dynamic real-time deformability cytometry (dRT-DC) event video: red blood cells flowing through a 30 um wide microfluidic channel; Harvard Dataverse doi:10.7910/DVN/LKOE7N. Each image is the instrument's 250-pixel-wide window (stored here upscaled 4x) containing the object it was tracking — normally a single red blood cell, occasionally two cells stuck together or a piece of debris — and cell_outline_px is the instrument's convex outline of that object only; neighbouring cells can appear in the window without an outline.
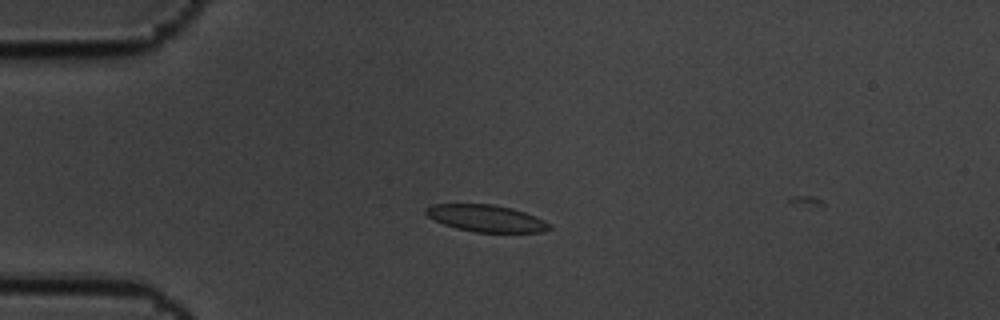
{"species": "common noctule bat (a hibernating species)", "species_latin": "Nyctalus noctula", "temperature_condition": "cold", "stored_images_in_passage": 10, "camera_frame_rate_fps": 3000, "um_per_image_px": 0.085, "animal": {"sex": "male", "body_mass_g": 19.5, "forearm_length_mm": 54.6}, "frame": {"image": 1, "passage_image": 9, "time_ms": 2.667, "image_size_px": [1000, 320], "cell_outline_px": [[552, 228], [544, 232], [476, 232], [456, 228], [444, 224], [428, 216], [424, 212], [424, 208], [432, 204], [492, 204], [512, 208], [536, 216], [544, 220]], "centroid_in_image_um": [41.32, 18.55], "position_along_channel_um": 43.7, "area_um2": 19.31}}